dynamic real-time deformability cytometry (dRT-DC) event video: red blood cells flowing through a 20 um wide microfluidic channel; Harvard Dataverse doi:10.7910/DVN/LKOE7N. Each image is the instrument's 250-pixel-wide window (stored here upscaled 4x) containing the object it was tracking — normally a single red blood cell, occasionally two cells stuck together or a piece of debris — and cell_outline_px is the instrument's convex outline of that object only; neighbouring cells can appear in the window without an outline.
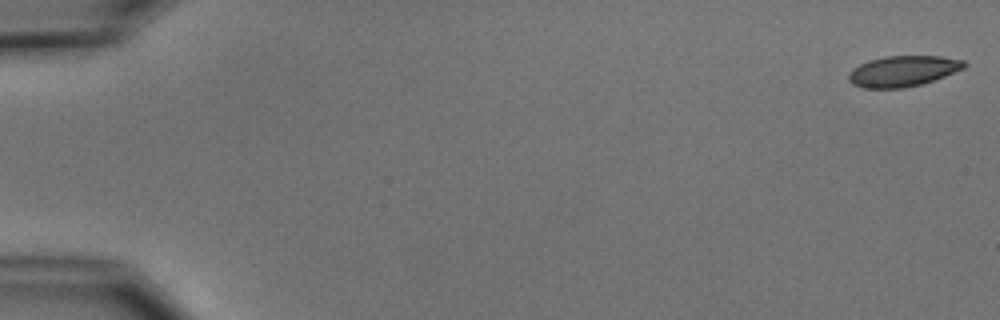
{"species": "common noctule bat (a hibernating species)", "species_latin": "Nyctalus noctula", "temperature_condition": "cold", "stored_images_in_passage": 55, "camera_frame_rate_fps": 3000, "um_per_image_px": 0.085, "animal": {"sex": "male", "body_mass_g": 15.6}, "frame": {"image": 1, "passage_image": 1, "time_ms": 0.0, "image_size_px": [1000, 320], "cell_outline_px": [[968, 64], [964, 68], [944, 76], [920, 84], [904, 88], [864, 88], [852, 84], [848, 80], [848, 76], [860, 64], [868, 60], [884, 56], [940, 56], [964, 60]], "centroid_in_image_um": [76.76, 6.04], "position_along_channel_um": 8.2, "area_um2": 20.52}}
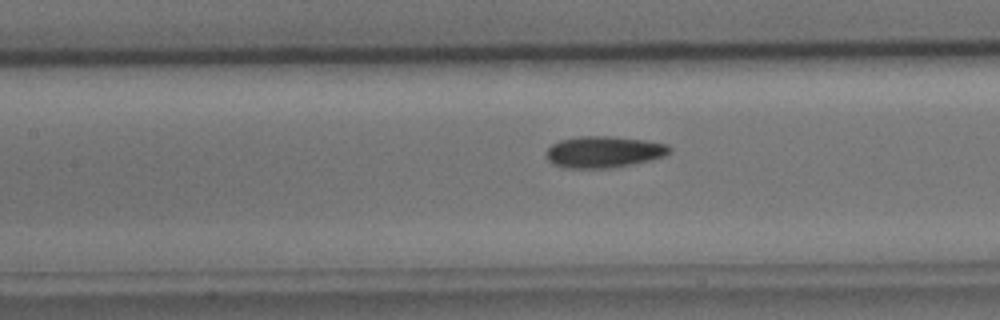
{"frame": {"image": 2, "passage_image": 25, "time_ms": 8.0, "image_size_px": [1000, 320], "cell_outline_px": [[672, 152], [664, 156], [652, 160], [612, 168], [564, 168], [552, 164], [548, 160], [548, 148], [552, 144], [560, 140], [576, 136], [612, 136], [644, 140], [668, 144], [672, 148]], "centroid_in_image_um": [51.35, 12.91], "position_along_channel_um": 156.0, "area_um2": 22.83}}
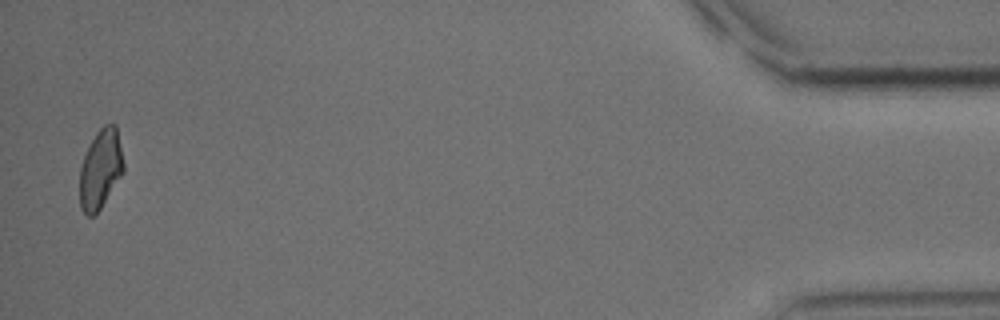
{"frame": {"image": 3, "passage_image": 53, "time_ms": 17.333, "image_size_px": [1000, 320], "cell_outline_px": [[124, 172], [100, 208], [92, 216], [88, 216], [80, 208], [80, 168], [84, 156], [96, 132], [104, 124], [116, 124], [124, 164]], "centroid_in_image_um": [8.55, 14.36], "position_along_channel_um": 426.7, "area_um2": 20.06}}